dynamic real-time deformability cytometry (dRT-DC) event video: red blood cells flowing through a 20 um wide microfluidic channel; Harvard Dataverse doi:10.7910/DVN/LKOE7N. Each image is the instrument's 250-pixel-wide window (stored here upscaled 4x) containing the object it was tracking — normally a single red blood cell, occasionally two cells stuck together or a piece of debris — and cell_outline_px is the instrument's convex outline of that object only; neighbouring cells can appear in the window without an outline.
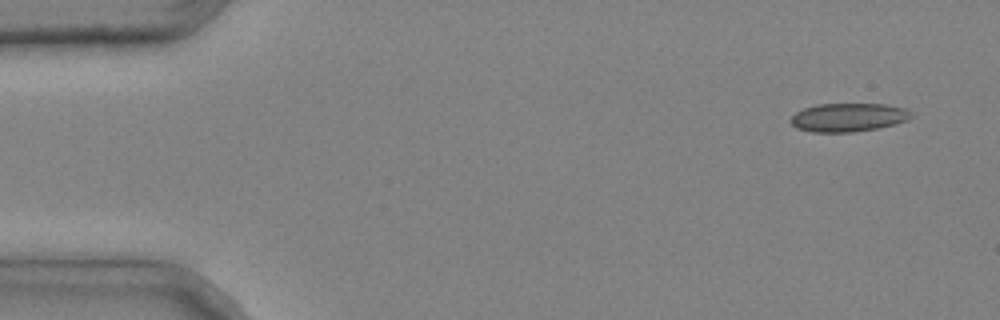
{"species": "common noctule bat (a hibernating species)", "species_latin": "Nyctalus noctula", "temperature_condition": "cold", "stored_images_in_passage": 3, "camera_frame_rate_fps": 3000, "um_per_image_px": 0.085, "animal": {"sex": "male", "body_mass_g": 20.4}, "frame": {"image": 1, "passage_image": 1, "time_ms": 0.0, "image_size_px": [1000, 320], "cell_outline_px": [[912, 116], [908, 120], [896, 124], [876, 128], [852, 132], [812, 132], [796, 128], [788, 120], [796, 112], [804, 108], [816, 104], [884, 104], [904, 108], [912, 112]], "centroid_in_image_um": [72.09, 9.97], "position_along_channel_um": 12.9, "area_um2": 20.06}}
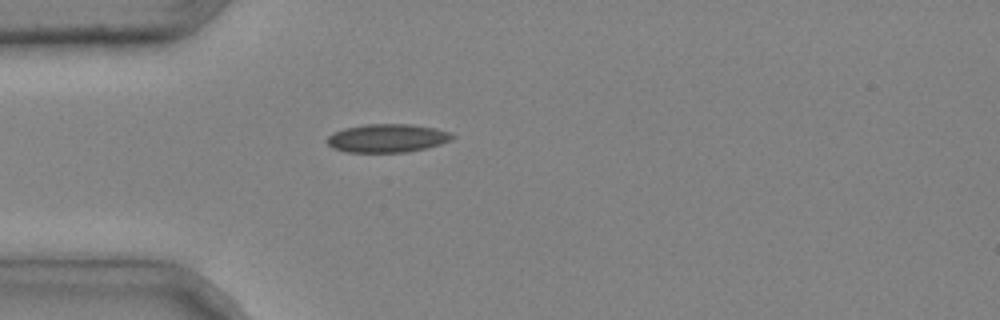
{"frame": {"image": 2, "passage_image": 3, "time_ms": 0.667, "image_size_px": [1000, 320], "cell_outline_px": [[456, 136], [452, 140], [440, 144], [424, 148], [404, 152], [348, 152], [332, 148], [324, 140], [332, 132], [344, 128], [364, 124], [412, 124], [436, 128], [448, 132]], "centroid_in_image_um": [32.88, 11.73], "position_along_channel_um": 52.1, "area_um2": 20.81}}